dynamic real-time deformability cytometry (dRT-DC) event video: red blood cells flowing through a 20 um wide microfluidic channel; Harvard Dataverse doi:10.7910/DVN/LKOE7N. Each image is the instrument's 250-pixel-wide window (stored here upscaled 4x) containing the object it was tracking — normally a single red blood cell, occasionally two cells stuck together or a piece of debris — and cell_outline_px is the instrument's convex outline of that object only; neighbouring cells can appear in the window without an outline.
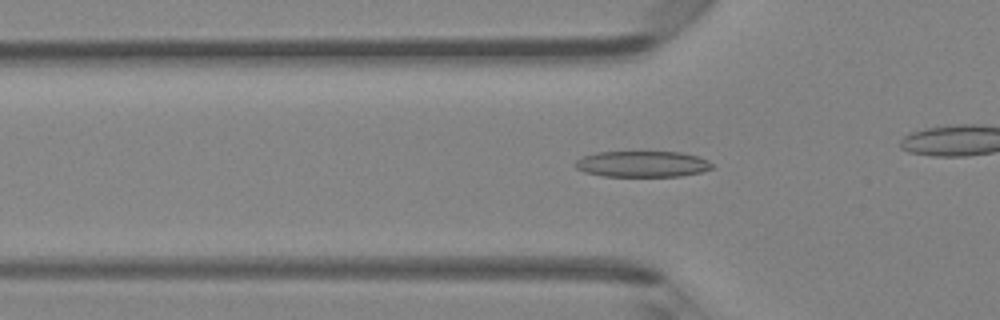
{"species": "Egyptian fruit bat (a non-hibernating species)", "species_latin": "Rousettus aegyptiacus", "temperature_condition": "room temperature", "stored_images_in_passage": 38, "camera_frame_rate_fps": 3000, "um_per_image_px": 0.085, "animal": {"sex": "female"}, "frame": {"image": 1, "passage_image": 16, "time_ms": 5.0, "image_size_px": [1000, 320], "cell_outline_px": [[712, 168], [700, 172], [680, 176], [604, 176], [584, 172], [576, 168], [576, 160], [584, 156], [596, 152], [684, 152], [708, 160], [712, 164]], "centroid_in_image_um": [54.6, 13.94], "position_along_channel_um": 71.2, "area_um2": 20.63}}
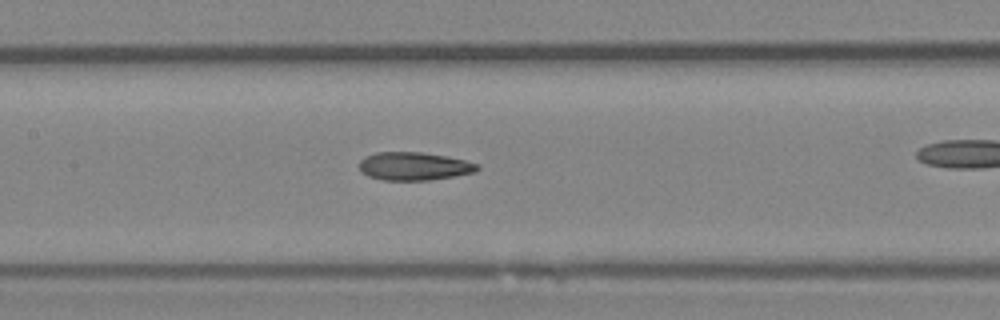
{"frame": {"image": 2, "passage_image": 23, "time_ms": 7.333, "image_size_px": [1000, 320], "cell_outline_px": [[480, 168], [476, 172], [428, 180], [384, 180], [368, 176], [360, 172], [360, 160], [364, 156], [376, 152], [420, 152], [444, 156], [464, 160], [480, 164]], "centroid_in_image_um": [35.17, 14.12], "position_along_channel_um": 172.2, "area_um2": 19.31}}
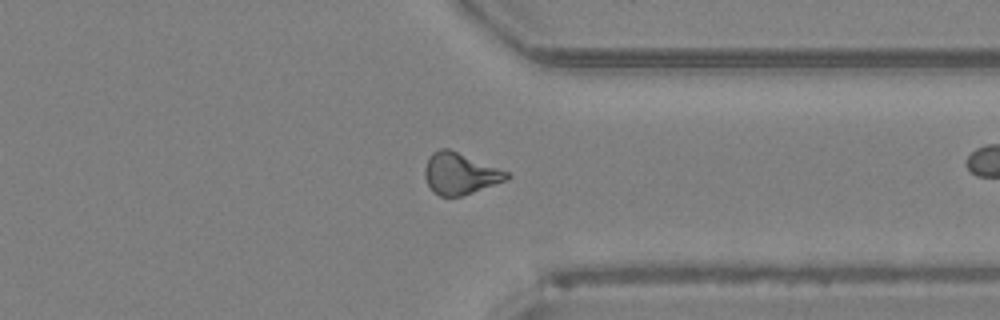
{"frame": {"image": 3, "passage_image": 37, "time_ms": 12.0, "image_size_px": [1000, 320], "cell_outline_px": [[512, 176], [508, 180], [460, 196], [440, 196], [432, 192], [424, 176], [424, 168], [428, 156], [432, 152], [440, 148], [448, 148], [508, 172]], "centroid_in_image_um": [39.07, 14.75], "position_along_channel_um": 372.3, "area_um2": 19.77}}